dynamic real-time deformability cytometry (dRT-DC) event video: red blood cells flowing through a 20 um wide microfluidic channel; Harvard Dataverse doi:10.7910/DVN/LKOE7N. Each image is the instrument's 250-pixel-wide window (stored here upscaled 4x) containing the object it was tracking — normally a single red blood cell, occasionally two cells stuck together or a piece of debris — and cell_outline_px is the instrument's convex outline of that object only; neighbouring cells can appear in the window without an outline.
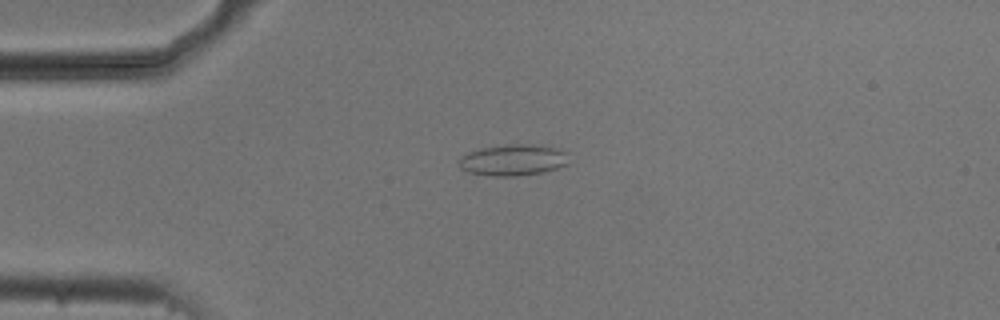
{"species": "common noctule bat (a hibernating species)", "species_latin": "Nyctalus noctula", "temperature_condition": "cold", "stored_images_in_passage": 46, "camera_frame_rate_fps": 3000, "um_per_image_px": 0.085, "animal": {"sex": "male", "body_mass_g": 20.5, "forearm_length_mm": 52.5}, "frame": {"image": 1, "passage_image": 6, "time_ms": 1.667, "image_size_px": [1000, 320], "cell_outline_px": [[568, 164], [556, 168], [540, 172], [516, 176], [496, 176], [468, 172], [460, 168], [456, 160], [460, 156], [468, 152], [484, 148], [516, 144], [520, 144], [556, 148], [568, 152]], "centroid_in_image_um": [43.58, 13.61], "position_along_channel_um": 41.4, "area_um2": 19.71}}
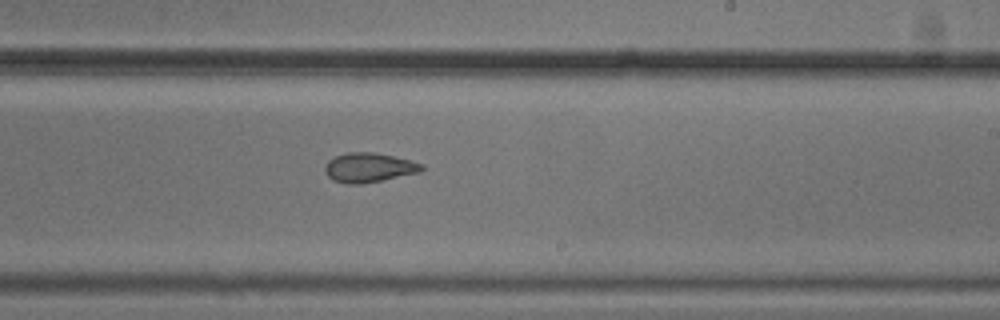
{"frame": {"image": 2, "passage_image": 25, "time_ms": 8.0, "image_size_px": [1000, 320], "cell_outline_px": [[424, 168], [420, 172], [360, 184], [348, 184], [332, 180], [328, 176], [324, 168], [328, 160], [336, 156], [348, 152], [372, 152], [392, 156], [424, 164]], "centroid_in_image_um": [31.33, 14.24], "position_along_channel_um": 257.7, "area_um2": 16.36}}
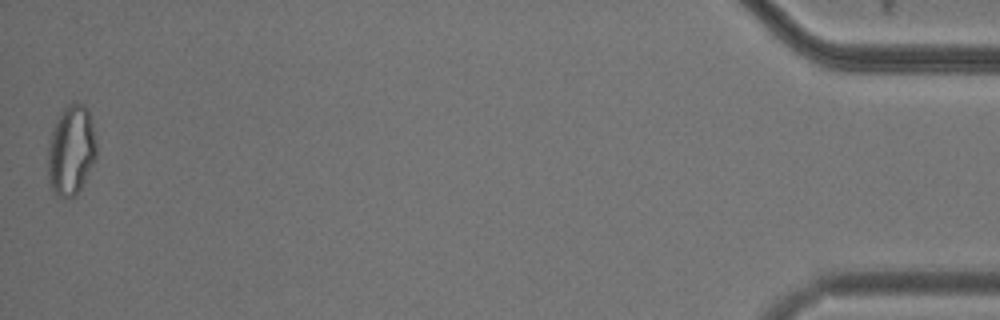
{"frame": {"image": 3, "passage_image": 46, "time_ms": 15.0, "image_size_px": [1000, 320], "cell_outline_px": [[96, 160], [80, 188], [72, 196], [60, 196], [52, 188], [48, 180], [48, 144], [56, 120], [64, 108], [72, 100], [76, 100], [84, 104], [88, 112], [96, 144]], "centroid_in_image_um": [6.04, 12.73], "position_along_channel_um": 429.2, "area_um2": 25.09}, "authors_computed_cell_mechanics": {"area_um2": 17.8313, "velocity_mm_per_s": 3.7796, "shape_relaxation_time_tau1_ms": null, "shape_relaxation_time_tau2_ms": 2.0642, "deformation_change_tau1": null, "deformation_change_tau2": 0.0814}}